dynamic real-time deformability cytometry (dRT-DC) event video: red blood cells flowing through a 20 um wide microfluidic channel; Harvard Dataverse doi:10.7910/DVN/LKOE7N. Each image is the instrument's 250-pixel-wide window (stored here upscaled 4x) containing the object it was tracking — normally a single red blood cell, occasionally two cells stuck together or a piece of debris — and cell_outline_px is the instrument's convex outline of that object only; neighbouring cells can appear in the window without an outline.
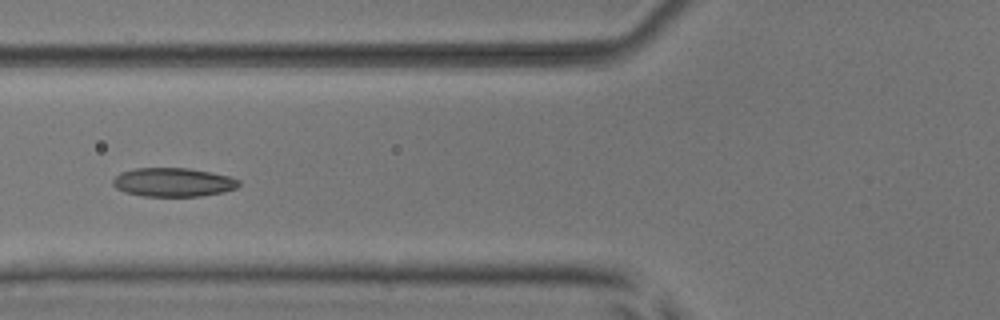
{"species": "common noctule bat (a hibernating species)", "species_latin": "Nyctalus noctula", "temperature_condition": "room temperature", "stored_images_in_passage": 9, "camera_frame_rate_fps": 3000, "um_per_image_px": 0.085, "animal": {"sex": "male", "body_mass_g": 17.9, "forearm_length_mm": 54.2}, "frame": {"image": 1, "passage_image": 7, "time_ms": 2.0, "image_size_px": [1000, 320], "cell_outline_px": [[240, 184], [236, 188], [224, 192], [200, 196], [144, 196], [124, 192], [116, 188], [112, 184], [112, 180], [120, 172], [136, 168], [188, 168], [228, 176], [240, 180]], "centroid_in_image_um": [14.7, 15.49], "position_along_channel_um": 111.1, "area_um2": 21.1}}
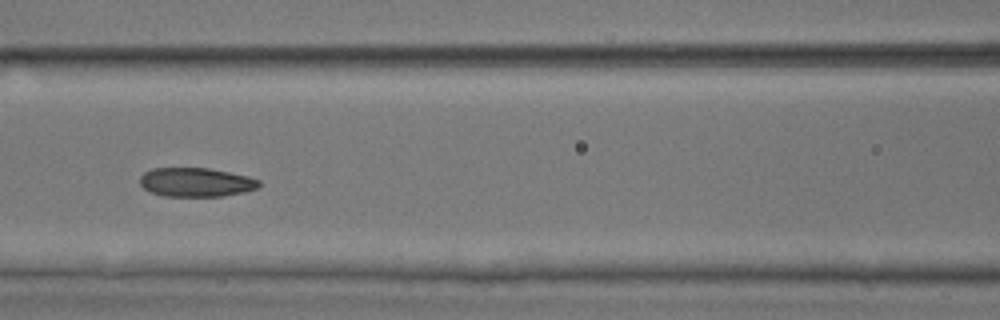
{"frame": {"image": 2, "passage_image": 8, "time_ms": 2.333, "image_size_px": [1000, 320], "cell_outline_px": [[260, 184], [256, 188], [244, 192], [220, 196], [164, 196], [148, 192], [140, 184], [140, 176], [144, 172], [152, 168], [208, 168], [248, 176], [260, 180]], "centroid_in_image_um": [16.62, 15.49], "position_along_channel_um": 150.0, "area_um2": 20.11}}
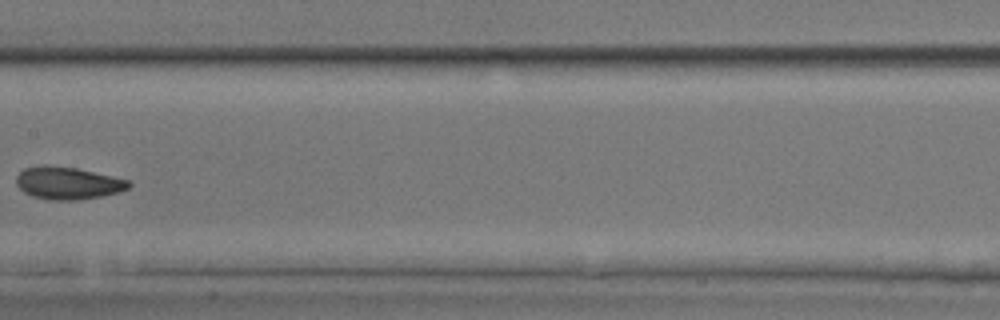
{"frame": {"image": 3, "passage_image": 9, "time_ms": 2.667, "image_size_px": [1000, 320], "cell_outline_px": [[132, 184], [128, 188], [116, 192], [100, 196], [76, 200], [48, 200], [32, 196], [24, 192], [16, 184], [16, 176], [24, 168], [44, 164], [76, 168], [112, 176], [128, 180]], "centroid_in_image_um": [5.72, 15.55], "position_along_channel_um": 201.7, "area_um2": 21.15}}